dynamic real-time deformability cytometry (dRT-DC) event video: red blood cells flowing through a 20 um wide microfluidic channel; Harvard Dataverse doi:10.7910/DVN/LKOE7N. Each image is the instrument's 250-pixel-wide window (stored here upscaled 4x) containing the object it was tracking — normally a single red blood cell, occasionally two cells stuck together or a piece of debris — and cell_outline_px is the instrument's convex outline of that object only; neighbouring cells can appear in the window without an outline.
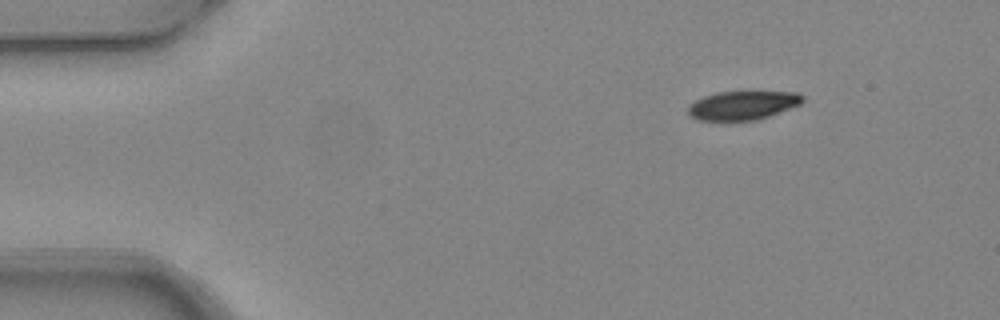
{"species": "common noctule bat (a hibernating species)", "species_latin": "Nyctalus noctula", "temperature_condition": "warm", "stored_images_in_passage": 3, "camera_frame_rate_fps": 3000, "um_per_image_px": 0.085, "animal": {"sex": "female", "body_mass_g": 24.6, "forearm_length_mm": 56.2}, "frame": {"image": 1, "passage_image": 1, "time_ms": 0.0, "image_size_px": [1000, 320], "cell_outline_px": [[804, 100], [800, 104], [768, 116], [756, 120], [700, 120], [692, 116], [688, 112], [688, 104], [704, 96], [716, 92], [800, 92], [804, 96]], "centroid_in_image_um": [63.14, 8.94], "position_along_channel_um": 21.9, "area_um2": 19.02}}